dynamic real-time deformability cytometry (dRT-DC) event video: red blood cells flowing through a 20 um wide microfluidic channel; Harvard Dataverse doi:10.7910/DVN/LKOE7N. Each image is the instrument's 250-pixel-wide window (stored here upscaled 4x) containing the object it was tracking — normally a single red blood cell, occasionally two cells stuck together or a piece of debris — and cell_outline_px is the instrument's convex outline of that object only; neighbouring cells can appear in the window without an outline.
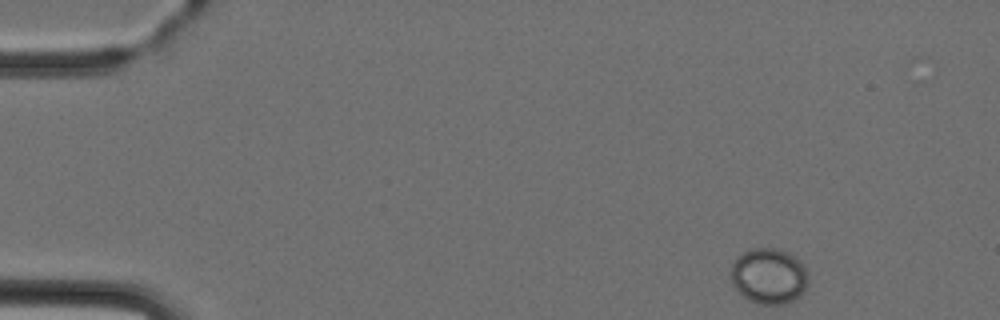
{"species": "Egyptian fruit bat (a non-hibernating species)", "species_latin": "Rousettus aegyptiacus", "temperature_condition": "cold", "stored_images_in_passage": 5, "camera_frame_rate_fps": 3000, "um_per_image_px": 0.085, "animal": {"sex": "female"}, "frame": {"image": 1, "passage_image": 1, "time_ms": 0.0, "image_size_px": [1000, 320], "cell_outline_px": [[808, 284], [804, 292], [792, 300], [784, 304], [760, 304], [744, 296], [732, 284], [732, 264], [736, 256], [752, 248], [776, 248], [788, 252], [804, 268], [808, 280]], "centroid_in_image_um": [65.34, 23.46], "position_along_channel_um": 19.7, "area_um2": 24.68}}
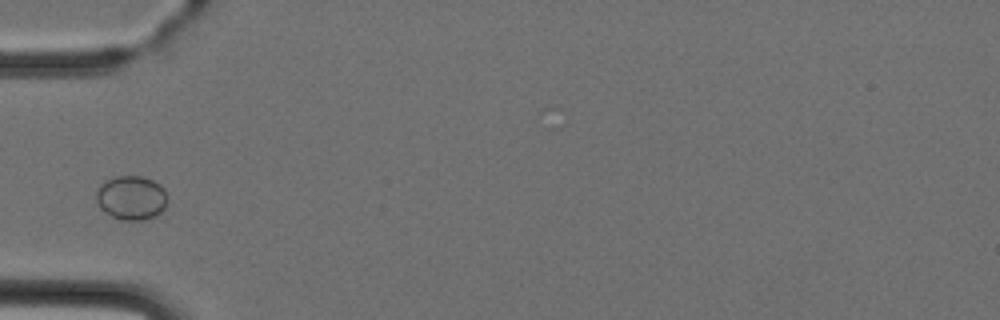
{"frame": {"image": 2, "passage_image": 4, "time_ms": 3.667, "image_size_px": [1000, 320], "cell_outline_px": [[168, 200], [164, 208], [156, 216], [140, 220], [120, 220], [104, 212], [100, 208], [96, 200], [96, 192], [100, 184], [116, 176], [140, 176], [152, 180], [160, 184], [164, 188]], "centroid_in_image_um": [11.16, 16.81], "position_along_channel_um": 73.8, "area_um2": 18.38}}
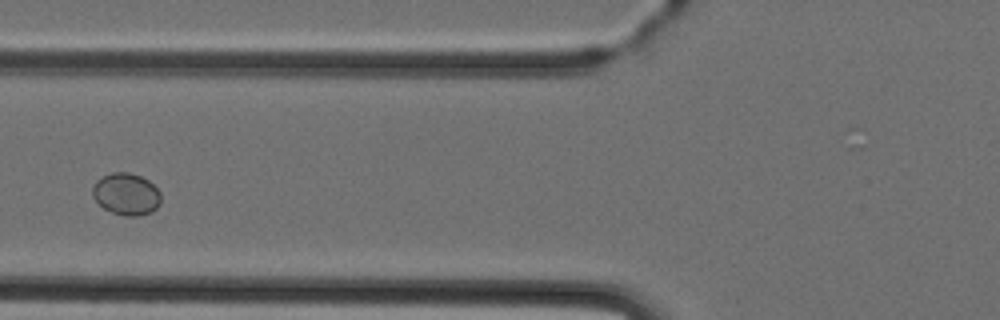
{"frame": {"image": 3, "passage_image": 5, "time_ms": 4.667, "image_size_px": [1000, 320], "cell_outline_px": [[160, 204], [152, 212], [136, 216], [124, 216], [112, 212], [104, 208], [92, 196], [92, 188], [96, 180], [112, 172], [128, 172], [140, 176], [148, 180], [160, 192]], "centroid_in_image_um": [10.73, 16.5], "position_along_channel_um": 115.1, "area_um2": 16.65}}